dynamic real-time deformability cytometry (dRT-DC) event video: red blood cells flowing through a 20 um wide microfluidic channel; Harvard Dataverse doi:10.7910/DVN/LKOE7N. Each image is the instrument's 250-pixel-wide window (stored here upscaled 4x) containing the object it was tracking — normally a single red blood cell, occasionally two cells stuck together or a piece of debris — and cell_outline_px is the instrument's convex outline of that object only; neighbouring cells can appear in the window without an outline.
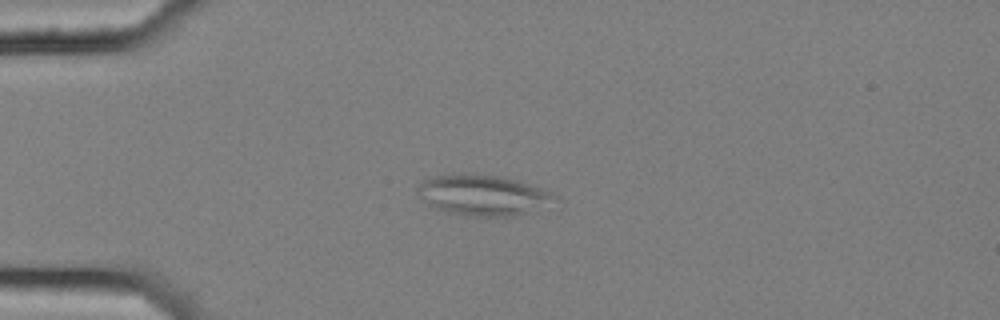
{"species": "common noctule bat (a hibernating species)", "species_latin": "Nyctalus noctula", "temperature_condition": "cold", "stored_images_in_passage": 5, "camera_frame_rate_fps": 3000, "um_per_image_px": 0.085, "animal": {"sex": "female", "body_mass_g": 25.1}, "frame": {"image": 1, "passage_image": 2, "time_ms": 0.333, "image_size_px": [1000, 320], "cell_outline_px": [[556, 196], [536, 212], [512, 216], [472, 216], [452, 212], [436, 208], [428, 204], [416, 192], [416, 188], [424, 180], [436, 176], [472, 172], [500, 176], [516, 180], [552, 192]], "centroid_in_image_um": [41.04, 16.57], "position_along_channel_um": 44.0, "area_um2": 32.19}}